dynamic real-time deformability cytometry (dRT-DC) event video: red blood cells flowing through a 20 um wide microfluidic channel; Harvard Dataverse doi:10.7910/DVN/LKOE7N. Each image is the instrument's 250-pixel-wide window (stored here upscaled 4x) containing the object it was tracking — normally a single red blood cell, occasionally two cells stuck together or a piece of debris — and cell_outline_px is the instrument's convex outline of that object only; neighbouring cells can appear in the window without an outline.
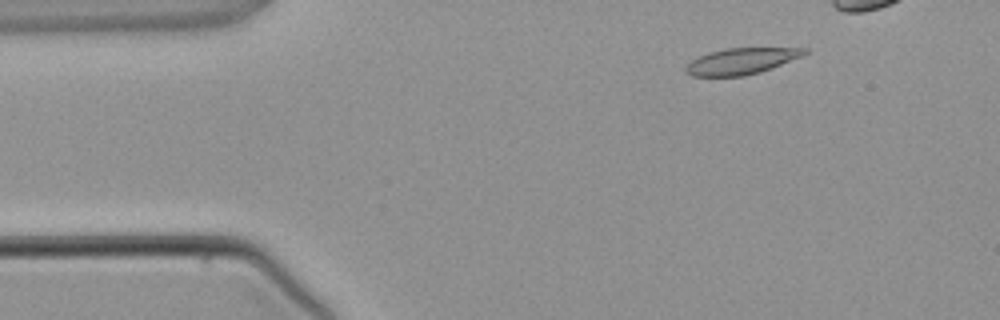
{"species": "common noctule bat (a hibernating species)", "species_latin": "Nyctalus noctula", "temperature_condition": "warm", "stored_images_in_passage": 6, "camera_frame_rate_fps": 3000, "um_per_image_px": 0.085, "animal": {"sex": "male", "body_mass_g": 21.5, "forearm_length_mm": 52.0}, "frame": {"image": 1, "passage_image": 2, "time_ms": 1.333, "image_size_px": [1000, 320], "cell_outline_px": [[808, 52], [804, 56], [772, 68], [760, 72], [744, 76], [692, 76], [684, 72], [684, 68], [692, 60], [708, 52], [728, 48], [808, 48]], "centroid_in_image_um": [63.03, 5.2], "position_along_channel_um": 22.0, "area_um2": 18.21}}
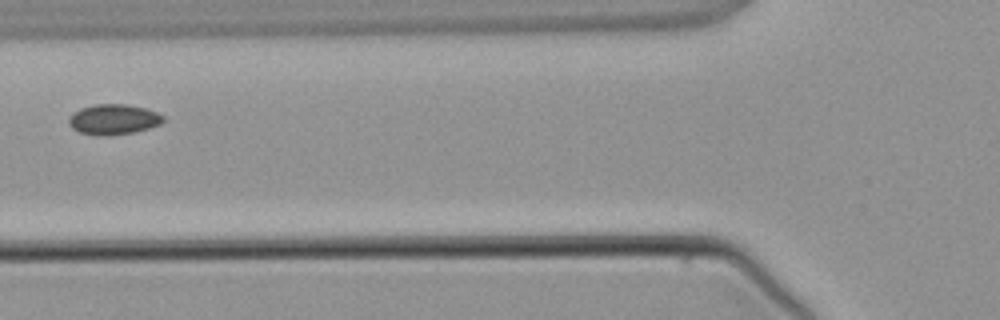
{"frame": {"image": 2, "passage_image": 6, "time_ms": 6.0, "image_size_px": [1000, 320], "cell_outline_px": [[164, 120], [160, 124], [148, 128], [132, 132], [108, 136], [96, 136], [80, 132], [72, 128], [68, 124], [68, 120], [80, 108], [96, 104], [128, 104], [144, 108], [156, 112], [164, 116]], "centroid_in_image_um": [9.65, 10.15], "position_along_channel_um": 116.2, "area_um2": 16.59}}